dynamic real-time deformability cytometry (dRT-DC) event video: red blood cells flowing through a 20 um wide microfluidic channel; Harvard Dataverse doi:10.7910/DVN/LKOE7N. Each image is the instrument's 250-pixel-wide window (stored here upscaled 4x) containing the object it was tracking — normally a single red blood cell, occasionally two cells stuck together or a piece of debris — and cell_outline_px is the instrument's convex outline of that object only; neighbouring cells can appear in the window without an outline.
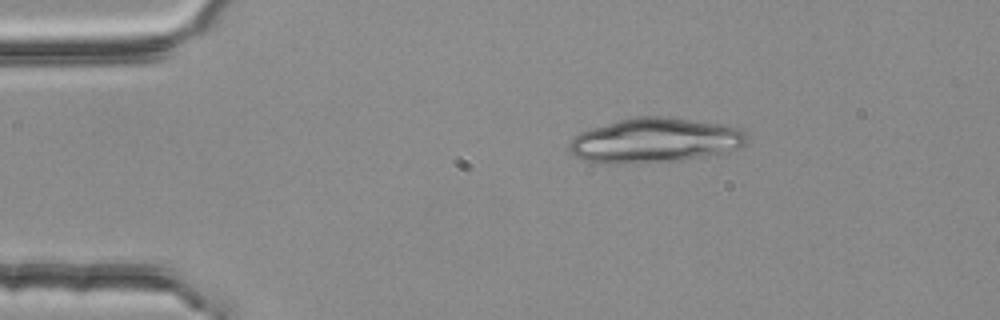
{"species": "common noctule bat (a hibernating species)", "species_latin": "Nyctalus noctula", "temperature_condition": "room temperature", "stored_images_in_passage": 1, "camera_frame_rate_fps": 3000, "um_per_image_px": 0.085, "animal": {"sex": "female", "body_mass_g": 25.1}, "frame": {"image": 1, "passage_image": 1, "time_ms": 0.0, "image_size_px": [1000, 320], "cell_outline_px": [[748, 140], [740, 148], [724, 152], [684, 160], [624, 164], [584, 160], [576, 156], [568, 148], [568, 144], [580, 132], [592, 128], [620, 120], [636, 116], [660, 116], [720, 124], [740, 128], [748, 132]], "centroid_in_image_um": [55.71, 11.93], "position_along_channel_um": 29.3, "area_um2": 45.89}}